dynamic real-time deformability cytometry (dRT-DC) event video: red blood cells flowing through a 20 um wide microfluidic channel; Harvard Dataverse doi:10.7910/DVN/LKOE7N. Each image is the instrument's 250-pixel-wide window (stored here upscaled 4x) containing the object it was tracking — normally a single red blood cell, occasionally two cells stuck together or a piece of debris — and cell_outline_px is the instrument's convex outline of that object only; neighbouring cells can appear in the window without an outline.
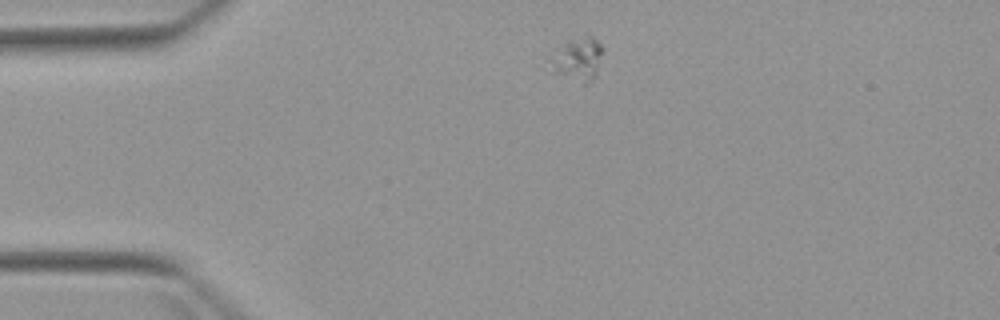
{"species": "Egyptian fruit bat (a non-hibernating species)", "species_latin": "Rousettus aegyptiacus", "temperature_condition": "warm", "stored_images_in_passage": 2, "camera_frame_rate_fps": 3000, "um_per_image_px": 0.085, "animal": {"sex": "female"}, "frame": {"image": 1, "passage_image": 1, "time_ms": 0.0, "image_size_px": [1000, 320], "cell_outline_px": [[604, 48], [596, 76], [588, 84], [584, 84], [548, 72], [540, 64], [540, 60], [544, 56], [568, 40], [588, 36], [592, 36]], "centroid_in_image_um": [48.89, 5.07], "position_along_channel_um": 36.1, "area_um2": 14.68}}